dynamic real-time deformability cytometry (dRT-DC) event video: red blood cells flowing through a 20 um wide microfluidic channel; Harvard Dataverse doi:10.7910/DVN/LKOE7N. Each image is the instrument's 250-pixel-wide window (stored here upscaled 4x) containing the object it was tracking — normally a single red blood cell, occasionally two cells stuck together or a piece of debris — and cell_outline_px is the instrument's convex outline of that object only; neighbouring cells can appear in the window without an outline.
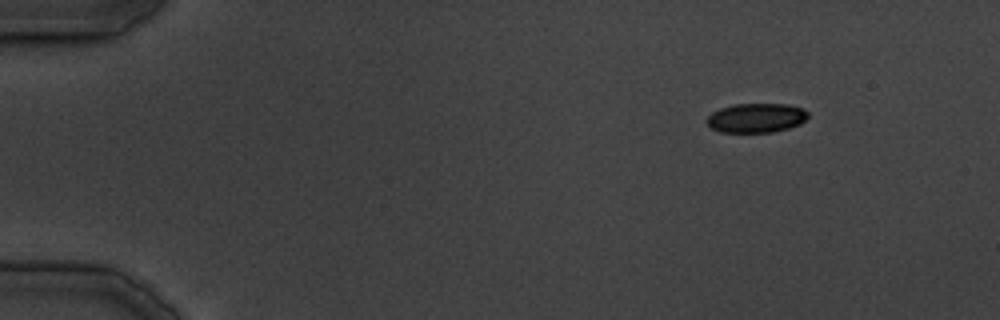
{"species": "common noctule bat (a hibernating species)", "species_latin": "Nyctalus noctula", "temperature_condition": "cold", "stored_images_in_passage": 10, "camera_frame_rate_fps": 3000, "um_per_image_px": 0.085, "animal": {"sex": "male", "body_mass_g": 19.5, "forearm_length_mm": 54.6}, "frame": {"image": 1, "passage_image": 1, "time_ms": 0.0, "image_size_px": [1000, 320], "cell_outline_px": [[808, 116], [800, 124], [788, 128], [772, 132], [720, 132], [712, 128], [704, 120], [712, 112], [720, 108], [736, 104], [788, 104], [804, 108], [808, 112]], "centroid_in_image_um": [64.28, 10.02], "position_along_channel_um": 20.7, "area_um2": 17.34}}
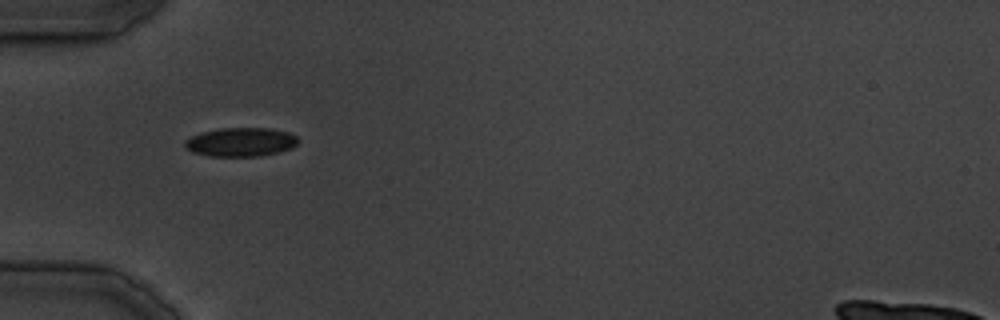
{"frame": {"image": 2, "passage_image": 8, "time_ms": 9.667, "image_size_px": [1000, 320], "cell_outline_px": [[300, 140], [292, 148], [280, 152], [260, 156], [208, 156], [192, 152], [184, 144], [184, 140], [200, 132], [220, 128], [272, 128], [288, 132], [296, 136]], "centroid_in_image_um": [20.48, 12.07], "position_along_channel_um": 64.5, "area_um2": 19.19}}